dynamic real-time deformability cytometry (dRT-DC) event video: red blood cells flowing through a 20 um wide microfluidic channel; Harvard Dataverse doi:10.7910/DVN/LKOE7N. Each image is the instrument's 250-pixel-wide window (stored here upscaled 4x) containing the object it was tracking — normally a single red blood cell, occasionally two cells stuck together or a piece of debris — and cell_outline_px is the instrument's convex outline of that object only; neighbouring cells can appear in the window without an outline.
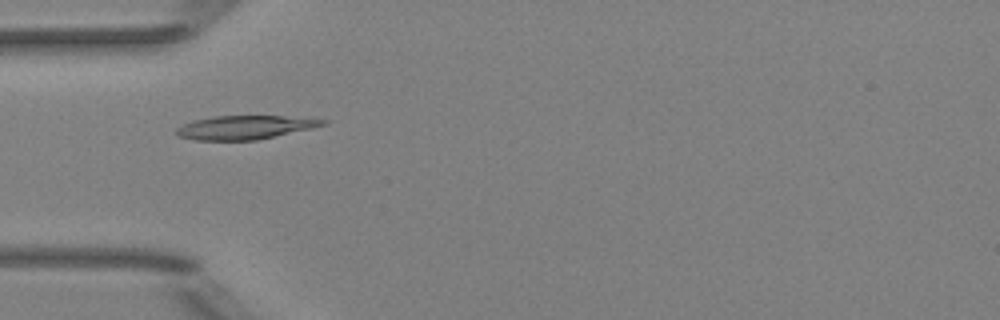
{"species": "Egyptian fruit bat (a non-hibernating species)", "species_latin": "Rousettus aegyptiacus", "temperature_condition": "room temperature", "stored_images_in_passage": 51, "camera_frame_rate_fps": 3000, "um_per_image_px": 0.085, "animal": {"sex": "female"}, "frame": {"image": 1, "passage_image": 16, "time_ms": 5.0, "image_size_px": [1000, 320], "cell_outline_px": [[328, 124], [312, 128], [256, 140], [196, 140], [180, 136], [176, 132], [176, 128], [192, 120], [212, 116], [284, 116], [328, 120]], "centroid_in_image_um": [20.82, 10.82], "position_along_channel_um": 64.2, "area_um2": 20.06}}
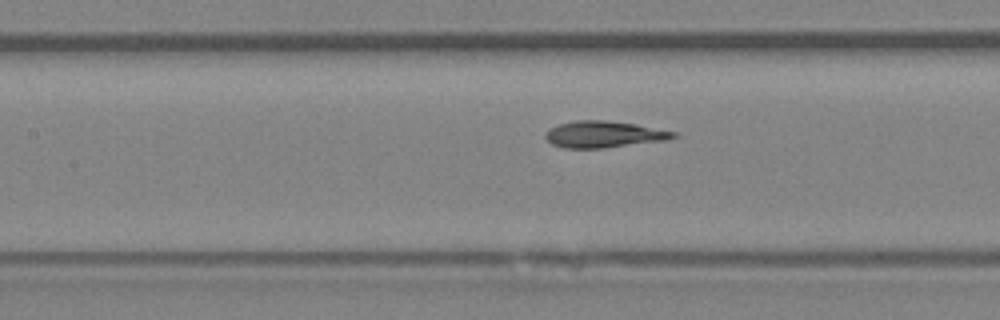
{"frame": {"image": 2, "passage_image": 23, "time_ms": 7.333, "image_size_px": [1000, 320], "cell_outline_px": [[680, 136], [668, 140], [604, 148], [564, 148], [552, 144], [544, 136], [544, 132], [560, 124], [576, 120], [604, 120], [636, 124], [676, 132]], "centroid_in_image_um": [51.36, 11.42], "position_along_channel_um": 156.0, "area_um2": 19.83}}
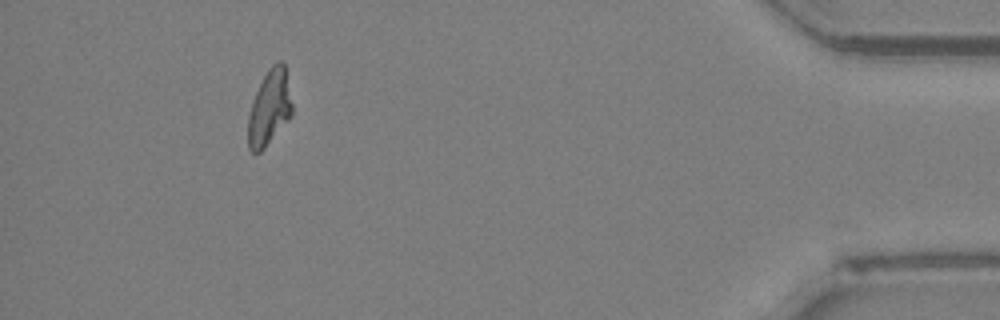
{"frame": {"image": 3, "passage_image": 47, "time_ms": 15.333, "image_size_px": [1000, 320], "cell_outline_px": [[292, 116], [264, 148], [260, 152], [252, 152], [248, 148], [248, 116], [256, 92], [268, 68], [272, 64], [280, 60], [284, 60], [292, 104]], "centroid_in_image_um": [22.91, 9.14], "position_along_channel_um": 412.3, "area_um2": 19.25}, "authors_computed_cell_mechanics": {"area_um2": 19.8832, "velocity_mm_per_s": 3.9837, "shape_relaxation_time_tau1_ms": 4.6571, "shape_relaxation_time_tau2_ms": 1.6605, "deformation_change_tau1": 0.1707, "deformation_change_tau2": 0.0816}}